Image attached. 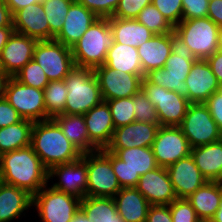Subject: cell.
<instances>
[{
    "mask_svg": "<svg viewBox=\"0 0 222 222\" xmlns=\"http://www.w3.org/2000/svg\"><path fill=\"white\" fill-rule=\"evenodd\" d=\"M92 11L98 18L113 16L120 0H76Z\"/></svg>",
    "mask_w": 222,
    "mask_h": 222,
    "instance_id": "obj_44",
    "label": "cell"
},
{
    "mask_svg": "<svg viewBox=\"0 0 222 222\" xmlns=\"http://www.w3.org/2000/svg\"><path fill=\"white\" fill-rule=\"evenodd\" d=\"M89 140L100 150L105 149L110 144L114 123L111 111L106 101H102L84 114Z\"/></svg>",
    "mask_w": 222,
    "mask_h": 222,
    "instance_id": "obj_24",
    "label": "cell"
},
{
    "mask_svg": "<svg viewBox=\"0 0 222 222\" xmlns=\"http://www.w3.org/2000/svg\"><path fill=\"white\" fill-rule=\"evenodd\" d=\"M178 199H186L207 180L202 176L191 154L166 167Z\"/></svg>",
    "mask_w": 222,
    "mask_h": 222,
    "instance_id": "obj_19",
    "label": "cell"
},
{
    "mask_svg": "<svg viewBox=\"0 0 222 222\" xmlns=\"http://www.w3.org/2000/svg\"><path fill=\"white\" fill-rule=\"evenodd\" d=\"M171 48L172 52L164 67L150 71L145 78L152 84L174 91L188 99L185 80L198 59L174 31L171 32Z\"/></svg>",
    "mask_w": 222,
    "mask_h": 222,
    "instance_id": "obj_3",
    "label": "cell"
},
{
    "mask_svg": "<svg viewBox=\"0 0 222 222\" xmlns=\"http://www.w3.org/2000/svg\"><path fill=\"white\" fill-rule=\"evenodd\" d=\"M38 40L13 32L0 54V69L14 77L30 60Z\"/></svg>",
    "mask_w": 222,
    "mask_h": 222,
    "instance_id": "obj_17",
    "label": "cell"
},
{
    "mask_svg": "<svg viewBox=\"0 0 222 222\" xmlns=\"http://www.w3.org/2000/svg\"><path fill=\"white\" fill-rule=\"evenodd\" d=\"M206 61L209 63L213 74L217 77L218 82L222 83V52L217 50Z\"/></svg>",
    "mask_w": 222,
    "mask_h": 222,
    "instance_id": "obj_49",
    "label": "cell"
},
{
    "mask_svg": "<svg viewBox=\"0 0 222 222\" xmlns=\"http://www.w3.org/2000/svg\"><path fill=\"white\" fill-rule=\"evenodd\" d=\"M1 182L35 195L48 183V170L31 146L0 156Z\"/></svg>",
    "mask_w": 222,
    "mask_h": 222,
    "instance_id": "obj_1",
    "label": "cell"
},
{
    "mask_svg": "<svg viewBox=\"0 0 222 222\" xmlns=\"http://www.w3.org/2000/svg\"><path fill=\"white\" fill-rule=\"evenodd\" d=\"M44 102L46 114L50 118L65 111L68 90L64 80L50 81L44 88Z\"/></svg>",
    "mask_w": 222,
    "mask_h": 222,
    "instance_id": "obj_35",
    "label": "cell"
},
{
    "mask_svg": "<svg viewBox=\"0 0 222 222\" xmlns=\"http://www.w3.org/2000/svg\"><path fill=\"white\" fill-rule=\"evenodd\" d=\"M14 32L37 39L49 40V24L41 3L30 4L13 15Z\"/></svg>",
    "mask_w": 222,
    "mask_h": 222,
    "instance_id": "obj_25",
    "label": "cell"
},
{
    "mask_svg": "<svg viewBox=\"0 0 222 222\" xmlns=\"http://www.w3.org/2000/svg\"><path fill=\"white\" fill-rule=\"evenodd\" d=\"M5 99L23 119L33 122L51 119L46 114L43 90L24 85L14 77L7 82Z\"/></svg>",
    "mask_w": 222,
    "mask_h": 222,
    "instance_id": "obj_13",
    "label": "cell"
},
{
    "mask_svg": "<svg viewBox=\"0 0 222 222\" xmlns=\"http://www.w3.org/2000/svg\"><path fill=\"white\" fill-rule=\"evenodd\" d=\"M23 118L17 110L5 99H0V128L20 122Z\"/></svg>",
    "mask_w": 222,
    "mask_h": 222,
    "instance_id": "obj_46",
    "label": "cell"
},
{
    "mask_svg": "<svg viewBox=\"0 0 222 222\" xmlns=\"http://www.w3.org/2000/svg\"><path fill=\"white\" fill-rule=\"evenodd\" d=\"M103 101L132 97L141 89L145 76L117 72L106 65L94 69Z\"/></svg>",
    "mask_w": 222,
    "mask_h": 222,
    "instance_id": "obj_16",
    "label": "cell"
},
{
    "mask_svg": "<svg viewBox=\"0 0 222 222\" xmlns=\"http://www.w3.org/2000/svg\"><path fill=\"white\" fill-rule=\"evenodd\" d=\"M14 78L20 83L31 86L40 90L50 82L45 75L43 69L39 66L34 59L30 60L15 76Z\"/></svg>",
    "mask_w": 222,
    "mask_h": 222,
    "instance_id": "obj_39",
    "label": "cell"
},
{
    "mask_svg": "<svg viewBox=\"0 0 222 222\" xmlns=\"http://www.w3.org/2000/svg\"><path fill=\"white\" fill-rule=\"evenodd\" d=\"M64 82L69 92L62 114L84 115L103 101L99 82L92 68L75 67Z\"/></svg>",
    "mask_w": 222,
    "mask_h": 222,
    "instance_id": "obj_5",
    "label": "cell"
},
{
    "mask_svg": "<svg viewBox=\"0 0 222 222\" xmlns=\"http://www.w3.org/2000/svg\"><path fill=\"white\" fill-rule=\"evenodd\" d=\"M217 50L222 52V26L218 28V35H217Z\"/></svg>",
    "mask_w": 222,
    "mask_h": 222,
    "instance_id": "obj_57",
    "label": "cell"
},
{
    "mask_svg": "<svg viewBox=\"0 0 222 222\" xmlns=\"http://www.w3.org/2000/svg\"><path fill=\"white\" fill-rule=\"evenodd\" d=\"M104 65L117 72L145 76L138 50L130 45L114 42L108 49Z\"/></svg>",
    "mask_w": 222,
    "mask_h": 222,
    "instance_id": "obj_32",
    "label": "cell"
},
{
    "mask_svg": "<svg viewBox=\"0 0 222 222\" xmlns=\"http://www.w3.org/2000/svg\"><path fill=\"white\" fill-rule=\"evenodd\" d=\"M191 156L207 181L222 182V139L191 148Z\"/></svg>",
    "mask_w": 222,
    "mask_h": 222,
    "instance_id": "obj_27",
    "label": "cell"
},
{
    "mask_svg": "<svg viewBox=\"0 0 222 222\" xmlns=\"http://www.w3.org/2000/svg\"><path fill=\"white\" fill-rule=\"evenodd\" d=\"M80 207L81 199L56 190L47 183L32 196L33 215L30 216L39 217L37 222H70Z\"/></svg>",
    "mask_w": 222,
    "mask_h": 222,
    "instance_id": "obj_6",
    "label": "cell"
},
{
    "mask_svg": "<svg viewBox=\"0 0 222 222\" xmlns=\"http://www.w3.org/2000/svg\"><path fill=\"white\" fill-rule=\"evenodd\" d=\"M14 28L13 27H2L0 28V54L8 42V39L13 34Z\"/></svg>",
    "mask_w": 222,
    "mask_h": 222,
    "instance_id": "obj_53",
    "label": "cell"
},
{
    "mask_svg": "<svg viewBox=\"0 0 222 222\" xmlns=\"http://www.w3.org/2000/svg\"><path fill=\"white\" fill-rule=\"evenodd\" d=\"M114 42L139 47L149 40L154 33L136 19L109 18Z\"/></svg>",
    "mask_w": 222,
    "mask_h": 222,
    "instance_id": "obj_31",
    "label": "cell"
},
{
    "mask_svg": "<svg viewBox=\"0 0 222 222\" xmlns=\"http://www.w3.org/2000/svg\"><path fill=\"white\" fill-rule=\"evenodd\" d=\"M2 27H13V15L4 0H0V28Z\"/></svg>",
    "mask_w": 222,
    "mask_h": 222,
    "instance_id": "obj_51",
    "label": "cell"
},
{
    "mask_svg": "<svg viewBox=\"0 0 222 222\" xmlns=\"http://www.w3.org/2000/svg\"><path fill=\"white\" fill-rule=\"evenodd\" d=\"M146 222H173L169 205H150Z\"/></svg>",
    "mask_w": 222,
    "mask_h": 222,
    "instance_id": "obj_48",
    "label": "cell"
},
{
    "mask_svg": "<svg viewBox=\"0 0 222 222\" xmlns=\"http://www.w3.org/2000/svg\"><path fill=\"white\" fill-rule=\"evenodd\" d=\"M109 105L115 128L135 121L134 96L106 100Z\"/></svg>",
    "mask_w": 222,
    "mask_h": 222,
    "instance_id": "obj_38",
    "label": "cell"
},
{
    "mask_svg": "<svg viewBox=\"0 0 222 222\" xmlns=\"http://www.w3.org/2000/svg\"><path fill=\"white\" fill-rule=\"evenodd\" d=\"M207 17L219 27L222 26V0L209 1Z\"/></svg>",
    "mask_w": 222,
    "mask_h": 222,
    "instance_id": "obj_50",
    "label": "cell"
},
{
    "mask_svg": "<svg viewBox=\"0 0 222 222\" xmlns=\"http://www.w3.org/2000/svg\"><path fill=\"white\" fill-rule=\"evenodd\" d=\"M55 182H54V181ZM48 184L54 189L83 199L87 191V163L79 159L53 166L48 171Z\"/></svg>",
    "mask_w": 222,
    "mask_h": 222,
    "instance_id": "obj_15",
    "label": "cell"
},
{
    "mask_svg": "<svg viewBox=\"0 0 222 222\" xmlns=\"http://www.w3.org/2000/svg\"><path fill=\"white\" fill-rule=\"evenodd\" d=\"M87 163L86 196L114 197L121 186L112 167V152L105 149L84 153Z\"/></svg>",
    "mask_w": 222,
    "mask_h": 222,
    "instance_id": "obj_8",
    "label": "cell"
},
{
    "mask_svg": "<svg viewBox=\"0 0 222 222\" xmlns=\"http://www.w3.org/2000/svg\"><path fill=\"white\" fill-rule=\"evenodd\" d=\"M70 222H90L85 213L80 209Z\"/></svg>",
    "mask_w": 222,
    "mask_h": 222,
    "instance_id": "obj_55",
    "label": "cell"
},
{
    "mask_svg": "<svg viewBox=\"0 0 222 222\" xmlns=\"http://www.w3.org/2000/svg\"><path fill=\"white\" fill-rule=\"evenodd\" d=\"M198 222H213L212 220L200 219Z\"/></svg>",
    "mask_w": 222,
    "mask_h": 222,
    "instance_id": "obj_58",
    "label": "cell"
},
{
    "mask_svg": "<svg viewBox=\"0 0 222 222\" xmlns=\"http://www.w3.org/2000/svg\"><path fill=\"white\" fill-rule=\"evenodd\" d=\"M179 127L191 148L222 139V132L204 103H190Z\"/></svg>",
    "mask_w": 222,
    "mask_h": 222,
    "instance_id": "obj_11",
    "label": "cell"
},
{
    "mask_svg": "<svg viewBox=\"0 0 222 222\" xmlns=\"http://www.w3.org/2000/svg\"><path fill=\"white\" fill-rule=\"evenodd\" d=\"M134 109L135 121L159 123L155 106L148 100L142 89L134 95Z\"/></svg>",
    "mask_w": 222,
    "mask_h": 222,
    "instance_id": "obj_40",
    "label": "cell"
},
{
    "mask_svg": "<svg viewBox=\"0 0 222 222\" xmlns=\"http://www.w3.org/2000/svg\"><path fill=\"white\" fill-rule=\"evenodd\" d=\"M113 198L117 213L125 222H146L150 204L135 187L121 188Z\"/></svg>",
    "mask_w": 222,
    "mask_h": 222,
    "instance_id": "obj_28",
    "label": "cell"
},
{
    "mask_svg": "<svg viewBox=\"0 0 222 222\" xmlns=\"http://www.w3.org/2000/svg\"><path fill=\"white\" fill-rule=\"evenodd\" d=\"M97 19L98 17L92 11L74 0L70 5L63 27L54 40L71 48Z\"/></svg>",
    "mask_w": 222,
    "mask_h": 222,
    "instance_id": "obj_23",
    "label": "cell"
},
{
    "mask_svg": "<svg viewBox=\"0 0 222 222\" xmlns=\"http://www.w3.org/2000/svg\"><path fill=\"white\" fill-rule=\"evenodd\" d=\"M141 89L155 106L160 126H179L182 123L190 105L186 97L152 84L145 77Z\"/></svg>",
    "mask_w": 222,
    "mask_h": 222,
    "instance_id": "obj_10",
    "label": "cell"
},
{
    "mask_svg": "<svg viewBox=\"0 0 222 222\" xmlns=\"http://www.w3.org/2000/svg\"><path fill=\"white\" fill-rule=\"evenodd\" d=\"M113 43L109 18H98L71 47L75 67L95 69L104 65Z\"/></svg>",
    "mask_w": 222,
    "mask_h": 222,
    "instance_id": "obj_4",
    "label": "cell"
},
{
    "mask_svg": "<svg viewBox=\"0 0 222 222\" xmlns=\"http://www.w3.org/2000/svg\"><path fill=\"white\" fill-rule=\"evenodd\" d=\"M33 59L43 69L49 81L64 80L75 68L71 48L56 40L38 41Z\"/></svg>",
    "mask_w": 222,
    "mask_h": 222,
    "instance_id": "obj_12",
    "label": "cell"
},
{
    "mask_svg": "<svg viewBox=\"0 0 222 222\" xmlns=\"http://www.w3.org/2000/svg\"><path fill=\"white\" fill-rule=\"evenodd\" d=\"M112 152V167L121 188L136 187L139 178L159 167L151 147H134Z\"/></svg>",
    "mask_w": 222,
    "mask_h": 222,
    "instance_id": "obj_7",
    "label": "cell"
},
{
    "mask_svg": "<svg viewBox=\"0 0 222 222\" xmlns=\"http://www.w3.org/2000/svg\"><path fill=\"white\" fill-rule=\"evenodd\" d=\"M213 222H222V200L220 203V207L216 211L214 217L211 219Z\"/></svg>",
    "mask_w": 222,
    "mask_h": 222,
    "instance_id": "obj_56",
    "label": "cell"
},
{
    "mask_svg": "<svg viewBox=\"0 0 222 222\" xmlns=\"http://www.w3.org/2000/svg\"><path fill=\"white\" fill-rule=\"evenodd\" d=\"M136 20L145 25L154 34H166L174 31V27L152 3L139 12Z\"/></svg>",
    "mask_w": 222,
    "mask_h": 222,
    "instance_id": "obj_37",
    "label": "cell"
},
{
    "mask_svg": "<svg viewBox=\"0 0 222 222\" xmlns=\"http://www.w3.org/2000/svg\"><path fill=\"white\" fill-rule=\"evenodd\" d=\"M31 211L32 195L24 189L0 183V222H21L22 218L30 217Z\"/></svg>",
    "mask_w": 222,
    "mask_h": 222,
    "instance_id": "obj_22",
    "label": "cell"
},
{
    "mask_svg": "<svg viewBox=\"0 0 222 222\" xmlns=\"http://www.w3.org/2000/svg\"><path fill=\"white\" fill-rule=\"evenodd\" d=\"M34 122L22 119L20 122L0 128V156L31 144Z\"/></svg>",
    "mask_w": 222,
    "mask_h": 222,
    "instance_id": "obj_33",
    "label": "cell"
},
{
    "mask_svg": "<svg viewBox=\"0 0 222 222\" xmlns=\"http://www.w3.org/2000/svg\"><path fill=\"white\" fill-rule=\"evenodd\" d=\"M73 1L74 0H45L41 3L49 24V40H54V37L62 29Z\"/></svg>",
    "mask_w": 222,
    "mask_h": 222,
    "instance_id": "obj_36",
    "label": "cell"
},
{
    "mask_svg": "<svg viewBox=\"0 0 222 222\" xmlns=\"http://www.w3.org/2000/svg\"><path fill=\"white\" fill-rule=\"evenodd\" d=\"M159 167H168L191 154V146L179 126H160L152 143Z\"/></svg>",
    "mask_w": 222,
    "mask_h": 222,
    "instance_id": "obj_14",
    "label": "cell"
},
{
    "mask_svg": "<svg viewBox=\"0 0 222 222\" xmlns=\"http://www.w3.org/2000/svg\"><path fill=\"white\" fill-rule=\"evenodd\" d=\"M30 146L48 171L53 166L82 157V153L68 140L52 118L34 122Z\"/></svg>",
    "mask_w": 222,
    "mask_h": 222,
    "instance_id": "obj_2",
    "label": "cell"
},
{
    "mask_svg": "<svg viewBox=\"0 0 222 222\" xmlns=\"http://www.w3.org/2000/svg\"><path fill=\"white\" fill-rule=\"evenodd\" d=\"M135 188L150 205H169L177 199L165 167L146 172L139 178Z\"/></svg>",
    "mask_w": 222,
    "mask_h": 222,
    "instance_id": "obj_20",
    "label": "cell"
},
{
    "mask_svg": "<svg viewBox=\"0 0 222 222\" xmlns=\"http://www.w3.org/2000/svg\"><path fill=\"white\" fill-rule=\"evenodd\" d=\"M152 0H120L112 17L120 19H136L139 12Z\"/></svg>",
    "mask_w": 222,
    "mask_h": 222,
    "instance_id": "obj_43",
    "label": "cell"
},
{
    "mask_svg": "<svg viewBox=\"0 0 222 222\" xmlns=\"http://www.w3.org/2000/svg\"><path fill=\"white\" fill-rule=\"evenodd\" d=\"M159 123L134 121L114 129L107 150H120L134 147H151L154 142Z\"/></svg>",
    "mask_w": 222,
    "mask_h": 222,
    "instance_id": "obj_18",
    "label": "cell"
},
{
    "mask_svg": "<svg viewBox=\"0 0 222 222\" xmlns=\"http://www.w3.org/2000/svg\"><path fill=\"white\" fill-rule=\"evenodd\" d=\"M45 0H4L7 6L10 8L12 15H14L20 9H24L30 4L42 3Z\"/></svg>",
    "mask_w": 222,
    "mask_h": 222,
    "instance_id": "obj_52",
    "label": "cell"
},
{
    "mask_svg": "<svg viewBox=\"0 0 222 222\" xmlns=\"http://www.w3.org/2000/svg\"><path fill=\"white\" fill-rule=\"evenodd\" d=\"M173 222H198V218L192 205L187 199H176L169 204Z\"/></svg>",
    "mask_w": 222,
    "mask_h": 222,
    "instance_id": "obj_42",
    "label": "cell"
},
{
    "mask_svg": "<svg viewBox=\"0 0 222 222\" xmlns=\"http://www.w3.org/2000/svg\"><path fill=\"white\" fill-rule=\"evenodd\" d=\"M152 4L175 27L182 20V0H152Z\"/></svg>",
    "mask_w": 222,
    "mask_h": 222,
    "instance_id": "obj_41",
    "label": "cell"
},
{
    "mask_svg": "<svg viewBox=\"0 0 222 222\" xmlns=\"http://www.w3.org/2000/svg\"><path fill=\"white\" fill-rule=\"evenodd\" d=\"M219 26L210 18L181 20L174 32L182 38L197 59L206 60L217 51Z\"/></svg>",
    "mask_w": 222,
    "mask_h": 222,
    "instance_id": "obj_9",
    "label": "cell"
},
{
    "mask_svg": "<svg viewBox=\"0 0 222 222\" xmlns=\"http://www.w3.org/2000/svg\"><path fill=\"white\" fill-rule=\"evenodd\" d=\"M204 104L211 113L212 118L217 123L219 130L222 132V95L215 92L211 95Z\"/></svg>",
    "mask_w": 222,
    "mask_h": 222,
    "instance_id": "obj_47",
    "label": "cell"
},
{
    "mask_svg": "<svg viewBox=\"0 0 222 222\" xmlns=\"http://www.w3.org/2000/svg\"><path fill=\"white\" fill-rule=\"evenodd\" d=\"M208 5L209 0H182V20L207 17Z\"/></svg>",
    "mask_w": 222,
    "mask_h": 222,
    "instance_id": "obj_45",
    "label": "cell"
},
{
    "mask_svg": "<svg viewBox=\"0 0 222 222\" xmlns=\"http://www.w3.org/2000/svg\"><path fill=\"white\" fill-rule=\"evenodd\" d=\"M61 128L63 134L82 153L99 150L90 140L84 115L59 114L52 118Z\"/></svg>",
    "mask_w": 222,
    "mask_h": 222,
    "instance_id": "obj_30",
    "label": "cell"
},
{
    "mask_svg": "<svg viewBox=\"0 0 222 222\" xmlns=\"http://www.w3.org/2000/svg\"><path fill=\"white\" fill-rule=\"evenodd\" d=\"M80 209L90 222H125L117 213L114 198L86 196Z\"/></svg>",
    "mask_w": 222,
    "mask_h": 222,
    "instance_id": "obj_34",
    "label": "cell"
},
{
    "mask_svg": "<svg viewBox=\"0 0 222 222\" xmlns=\"http://www.w3.org/2000/svg\"><path fill=\"white\" fill-rule=\"evenodd\" d=\"M10 76L0 69V99L5 98L7 82Z\"/></svg>",
    "mask_w": 222,
    "mask_h": 222,
    "instance_id": "obj_54",
    "label": "cell"
},
{
    "mask_svg": "<svg viewBox=\"0 0 222 222\" xmlns=\"http://www.w3.org/2000/svg\"><path fill=\"white\" fill-rule=\"evenodd\" d=\"M137 50L144 75L152 70L163 68L172 52L171 33L154 34L137 47Z\"/></svg>",
    "mask_w": 222,
    "mask_h": 222,
    "instance_id": "obj_26",
    "label": "cell"
},
{
    "mask_svg": "<svg viewBox=\"0 0 222 222\" xmlns=\"http://www.w3.org/2000/svg\"><path fill=\"white\" fill-rule=\"evenodd\" d=\"M218 92L222 95V83L219 86V91Z\"/></svg>",
    "mask_w": 222,
    "mask_h": 222,
    "instance_id": "obj_59",
    "label": "cell"
},
{
    "mask_svg": "<svg viewBox=\"0 0 222 222\" xmlns=\"http://www.w3.org/2000/svg\"><path fill=\"white\" fill-rule=\"evenodd\" d=\"M199 219L211 220L222 200V182L207 181L186 198Z\"/></svg>",
    "mask_w": 222,
    "mask_h": 222,
    "instance_id": "obj_29",
    "label": "cell"
},
{
    "mask_svg": "<svg viewBox=\"0 0 222 222\" xmlns=\"http://www.w3.org/2000/svg\"><path fill=\"white\" fill-rule=\"evenodd\" d=\"M185 84L188 87L190 103H204L211 95L219 91L220 86L209 63L204 59L194 62Z\"/></svg>",
    "mask_w": 222,
    "mask_h": 222,
    "instance_id": "obj_21",
    "label": "cell"
}]
</instances>
